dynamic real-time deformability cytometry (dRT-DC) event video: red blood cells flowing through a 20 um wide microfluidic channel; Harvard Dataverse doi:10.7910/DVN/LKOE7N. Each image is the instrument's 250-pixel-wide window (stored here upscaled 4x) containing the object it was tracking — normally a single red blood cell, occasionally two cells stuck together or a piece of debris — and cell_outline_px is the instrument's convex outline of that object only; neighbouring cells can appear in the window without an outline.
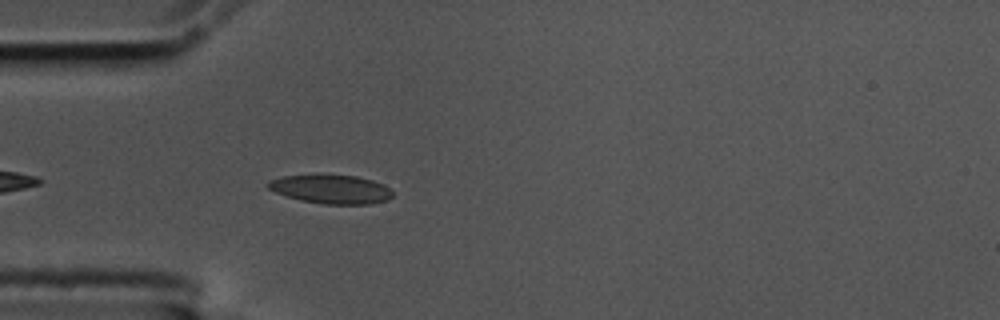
{"species": "common noctule bat (a hibernating species)", "species_latin": "Nyctalus noctula", "temperature_condition": "cold", "stored_images_in_passage": 25, "camera_frame_rate_fps": 3000, "um_per_image_px": 0.085, "animal": {"sex": "male", "body_mass_g": 17.5, "forearm_length_mm": 52.3}, "frame": {"image": 1, "passage_image": 4, "time_ms": 1.0, "image_size_px": [1000, 320], "cell_outline_px": [[392, 196], [388, 200], [368, 204], [324, 204], [300, 200], [276, 192], [268, 188], [264, 184], [268, 180], [284, 176], [356, 176], [372, 180], [384, 184], [392, 192]], "centroid_in_image_um": [28.14, 16.1], "position_along_channel_um": 56.9, "area_um2": 20.52}}
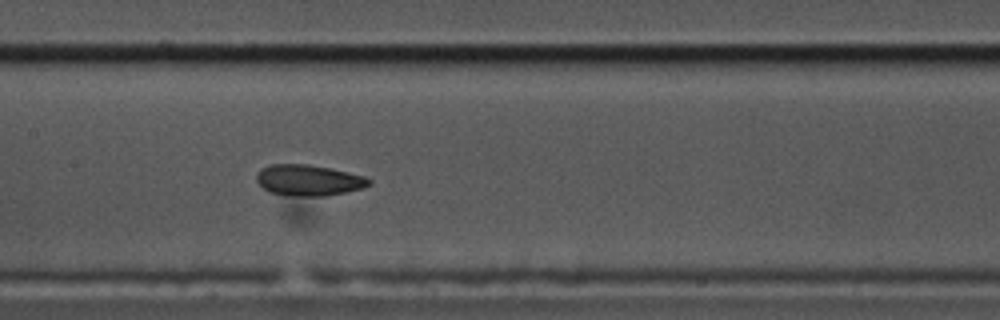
{"frame": {"image": 2, "passage_image": 15, "time_ms": 4.667, "image_size_px": [1000, 320], "cell_outline_px": [[372, 184], [364, 188], [328, 196], [292, 196], [268, 192], [256, 180], [256, 176], [260, 168], [272, 164], [308, 164], [348, 172], [364, 176], [372, 180]], "centroid_in_image_um": [26.25, 15.33], "position_along_channel_um": 181.2, "area_um2": 20.46}}
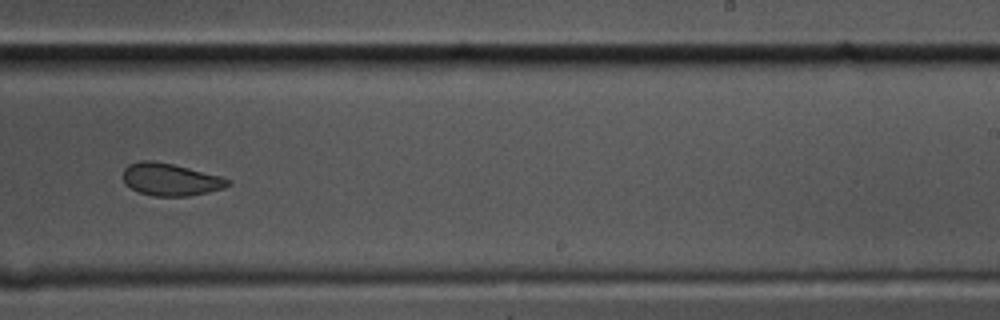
{"frame": {"image": 3, "passage_image": 23, "time_ms": 7.333, "image_size_px": [1000, 320], "cell_outline_px": [[232, 184], [224, 188], [208, 192], [188, 196], [152, 196], [140, 192], [124, 184], [124, 168], [128, 164], [140, 160], [152, 160], [172, 164], [220, 176], [232, 180]], "centroid_in_image_um": [14.5, 15.26], "position_along_channel_um": 274.5, "area_um2": 19.77}}